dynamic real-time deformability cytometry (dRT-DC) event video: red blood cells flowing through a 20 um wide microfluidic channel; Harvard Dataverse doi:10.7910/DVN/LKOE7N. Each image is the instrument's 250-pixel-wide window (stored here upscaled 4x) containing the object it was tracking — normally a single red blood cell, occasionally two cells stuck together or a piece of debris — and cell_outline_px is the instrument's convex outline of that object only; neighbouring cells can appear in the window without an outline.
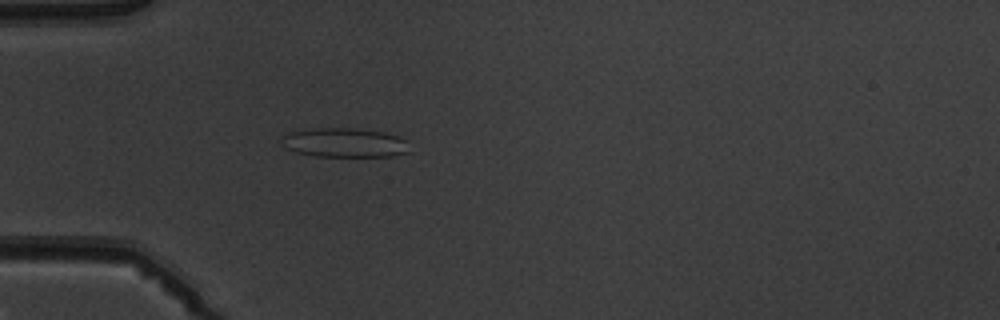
{"species": "common noctule bat (a hibernating species)", "species_latin": "Nyctalus noctula", "temperature_condition": "warm", "stored_images_in_passage": 3, "camera_frame_rate_fps": 3000, "um_per_image_px": 0.085, "animal": {"sex": "male", "body_mass_g": 19.5, "forearm_length_mm": 54.6}, "frame": {"image": 1, "passage_image": 3, "time_ms": 3.0, "image_size_px": [1000, 320], "cell_outline_px": [[408, 152], [392, 156], [316, 156], [296, 152], [284, 148], [280, 140], [288, 132], [316, 128], [356, 128], [384, 132], [396, 136], [404, 140]], "centroid_in_image_um": [29.22, 12.12], "position_along_channel_um": 55.8, "area_um2": 21.62}}